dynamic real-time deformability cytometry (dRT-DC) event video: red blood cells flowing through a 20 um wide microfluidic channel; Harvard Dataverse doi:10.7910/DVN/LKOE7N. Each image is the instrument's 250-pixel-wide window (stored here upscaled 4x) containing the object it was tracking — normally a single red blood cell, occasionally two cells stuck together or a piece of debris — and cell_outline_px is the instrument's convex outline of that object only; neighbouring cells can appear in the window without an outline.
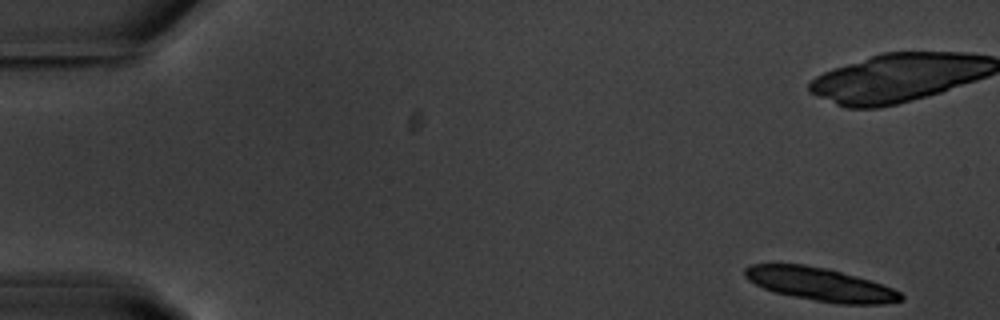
{"species": "common noctule bat (a hibernating species)", "species_latin": "Nyctalus noctula", "temperature_condition": "warm", "stored_images_in_passage": 15, "camera_frame_rate_fps": 3000, "um_per_image_px": 0.085, "animal": {"sex": "male", "body_mass_g": 20.1, "forearm_length_mm": 53.5}, "frame": {"image": 1, "passage_image": 1, "time_ms": 0.0, "image_size_px": [1000, 320], "cell_outline_px": [[904, 300], [884, 304], [836, 304], [776, 292], [764, 288], [748, 280], [744, 276], [744, 268], [752, 264], [804, 264], [828, 268], [856, 276], [892, 288], [900, 292], [904, 296]], "centroid_in_image_um": [69.74, 24.16], "position_along_channel_um": 15.3, "area_um2": 29.94}}